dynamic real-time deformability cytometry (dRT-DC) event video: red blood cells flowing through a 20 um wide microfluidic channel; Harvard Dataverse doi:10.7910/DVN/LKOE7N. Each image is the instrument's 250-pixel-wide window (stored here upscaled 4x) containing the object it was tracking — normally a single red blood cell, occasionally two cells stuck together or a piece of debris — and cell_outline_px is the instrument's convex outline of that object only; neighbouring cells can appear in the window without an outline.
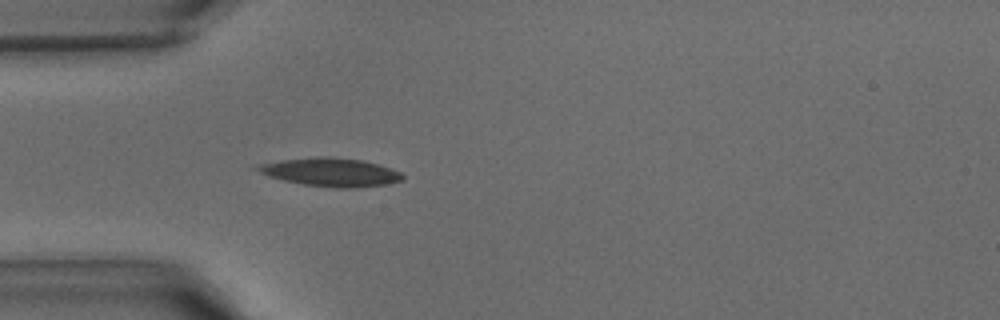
{"species": "common noctule bat (a hibernating species)", "species_latin": "Nyctalus noctula", "temperature_condition": "warm", "stored_images_in_passage": 36, "camera_frame_rate_fps": 3000, "um_per_image_px": 0.085, "animal": {"sex": "male", "body_mass_g": 15.6}, "frame": {"image": 1, "passage_image": 11, "time_ms": 3.333, "image_size_px": [1000, 320], "cell_outline_px": [[404, 180], [388, 184], [356, 188], [336, 188], [304, 184], [284, 180], [268, 176], [248, 168], [260, 164], [280, 160], [316, 156], [328, 156], [364, 160], [392, 168], [400, 172], [404, 176]], "centroid_in_image_um": [28.1, 14.62], "position_along_channel_um": 56.9, "area_um2": 24.39}}
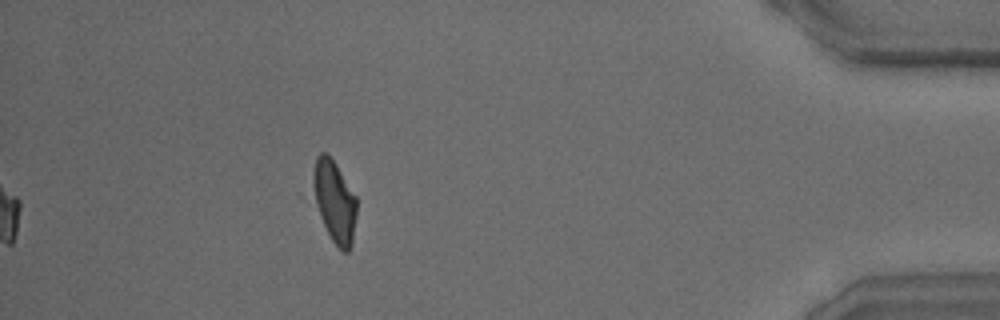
{"frame": {"image": 2, "passage_image": 36, "time_ms": 11.667, "image_size_px": [1000, 320], "cell_outline_px": [[356, 216], [352, 244], [348, 252], [344, 252], [332, 240], [296, 192], [316, 156], [320, 152], [328, 152], [336, 164], [356, 196]], "centroid_in_image_um": [28.07, 16.99], "position_along_channel_um": 407.1, "area_um2": 25.09}}